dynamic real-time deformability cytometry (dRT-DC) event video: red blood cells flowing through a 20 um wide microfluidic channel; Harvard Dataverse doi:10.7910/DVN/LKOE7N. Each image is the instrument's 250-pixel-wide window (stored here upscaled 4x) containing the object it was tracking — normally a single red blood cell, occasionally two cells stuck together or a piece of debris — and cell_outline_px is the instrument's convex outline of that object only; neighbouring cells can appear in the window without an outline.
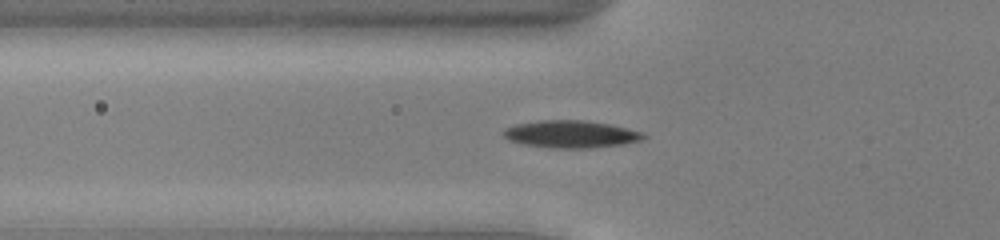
{"species": "common noctule bat (a hibernating species)", "species_latin": "Nyctalus noctula", "temperature_condition": "cold", "stored_images_in_passage": 54, "camera_frame_rate_fps": 3000, "um_per_image_px": 0.085, "animal": {"sex": "male", "body_mass_g": 13.0, "forearm_length_mm": 53.1}, "frame": {"image": 1, "passage_image": 20, "time_ms": 6.333, "image_size_px": [1000, 240], "cell_outline_px": [[648, 136], [640, 140], [624, 144], [588, 148], [552, 148], [524, 144], [508, 140], [500, 132], [504, 128], [516, 124], [540, 120], [584, 120], [608, 124], [640, 132]], "centroid_in_image_um": [48.46, 11.4], "position_along_channel_um": 77.3, "area_um2": 22.2}}
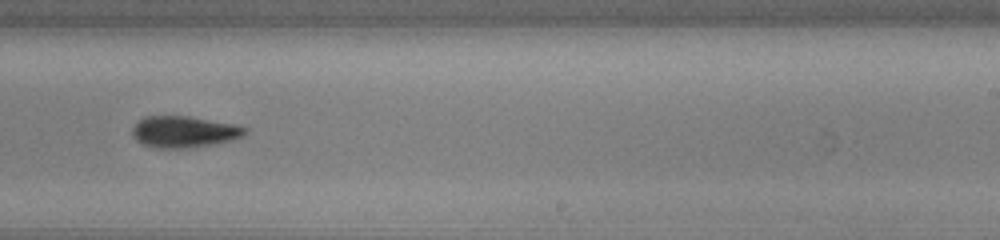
{"frame": {"image": 2, "passage_image": 35, "time_ms": 11.333, "image_size_px": [1000, 240], "cell_outline_px": [[248, 132], [244, 136], [236, 140], [188, 148], [152, 148], [140, 144], [132, 136], [132, 128], [136, 120], [144, 116], [188, 116], [236, 124], [248, 128]], "centroid_in_image_um": [15.64, 11.2], "position_along_channel_um": 273.4, "area_um2": 21.21}}
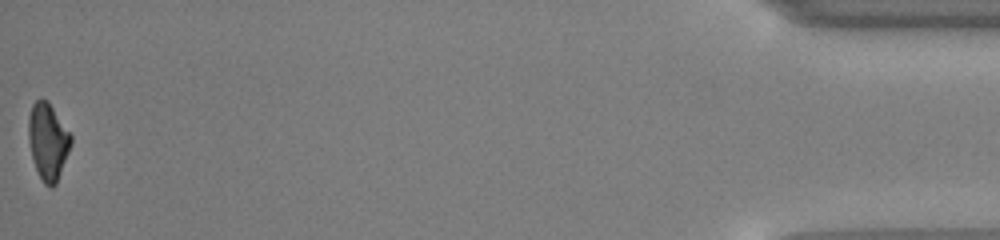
{"frame": {"image": 3, "passage_image": 54, "time_ms": 17.667, "image_size_px": [1000, 240], "cell_outline_px": [[72, 144], [56, 184], [52, 188], [44, 184], [32, 160], [28, 140], [28, 116], [32, 104], [40, 96], [48, 100], [72, 136]], "centroid_in_image_um": [4.06, 11.99], "position_along_channel_um": 431.1, "area_um2": 19.25}, "authors_computed_cell_mechanics": {"area_um2": 19.8543, "velocity_mm_per_s": 3.9268, "shape_relaxation_time_tau1_ms": 1.711, "shape_relaxation_time_tau2_ms": null, "deformation_change_tau1": 0.1203, "deformation_change_tau2": null}}